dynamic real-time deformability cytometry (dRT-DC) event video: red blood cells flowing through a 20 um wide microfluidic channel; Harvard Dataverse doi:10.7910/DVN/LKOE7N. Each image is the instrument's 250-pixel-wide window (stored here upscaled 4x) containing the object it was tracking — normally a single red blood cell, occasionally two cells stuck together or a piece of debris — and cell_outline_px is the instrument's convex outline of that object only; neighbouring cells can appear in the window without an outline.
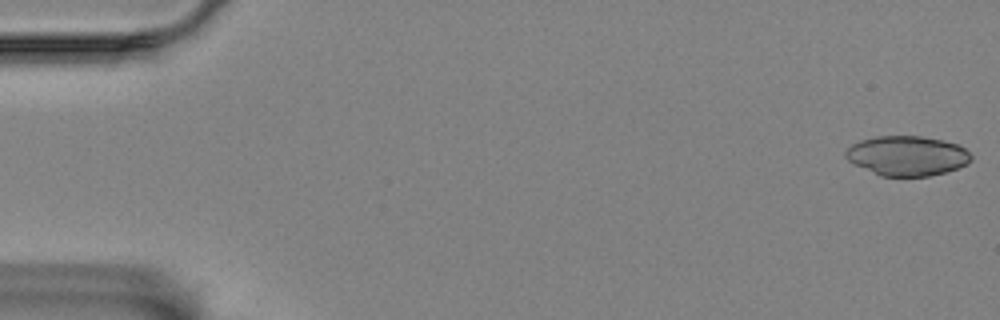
{"species": "Egyptian fruit bat (a non-hibernating species)", "species_latin": "Rousettus aegyptiacus", "temperature_condition": "room temperature", "stored_images_in_passage": 7, "camera_frame_rate_fps": 3000, "um_per_image_px": 0.085, "animal": {"sex": "female"}, "frame": {"image": 1, "passage_image": 1, "time_ms": 0.0, "image_size_px": [1000, 320], "cell_outline_px": [[972, 160], [968, 164], [944, 172], [928, 176], [880, 176], [852, 164], [844, 156], [844, 152], [852, 144], [860, 140], [876, 136], [920, 136], [944, 140], [956, 144], [964, 148], [972, 156]], "centroid_in_image_um": [77.07, 13.24], "position_along_channel_um": 7.9, "area_um2": 29.19}}